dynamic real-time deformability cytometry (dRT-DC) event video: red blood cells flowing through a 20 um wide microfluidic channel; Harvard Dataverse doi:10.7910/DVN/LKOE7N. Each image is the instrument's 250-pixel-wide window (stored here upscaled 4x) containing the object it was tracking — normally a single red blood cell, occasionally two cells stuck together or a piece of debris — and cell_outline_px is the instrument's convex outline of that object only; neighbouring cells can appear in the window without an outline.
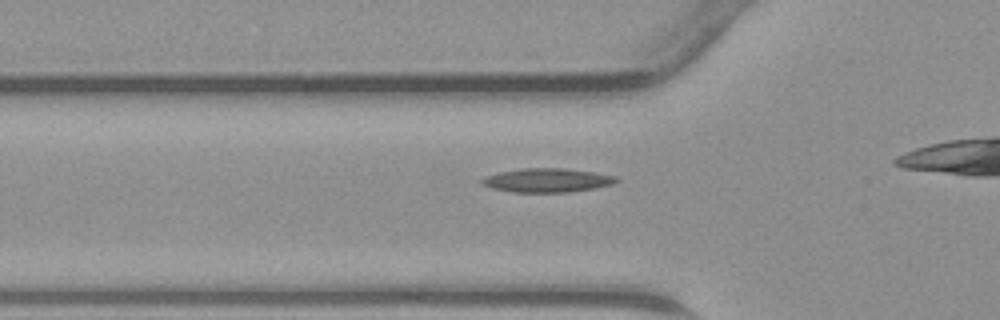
{"species": "common noctule bat (a hibernating species)", "species_latin": "Nyctalus noctula", "temperature_condition": "warm", "stored_images_in_passage": 33, "camera_frame_rate_fps": 3000, "um_per_image_px": 0.085, "animal": {"sex": "male", "body_mass_g": 23.1, "forearm_length_mm": 52.7}, "frame": {"image": 1, "passage_image": 11, "time_ms": 3.333, "image_size_px": [1000, 320], "cell_outline_px": [[620, 180], [612, 184], [596, 188], [572, 192], [512, 192], [492, 188], [480, 184], [480, 180], [484, 176], [500, 172], [520, 168], [564, 168], [592, 172], [616, 176]], "centroid_in_image_um": [46.49, 15.32], "position_along_channel_um": 79.3, "area_um2": 18.84}}
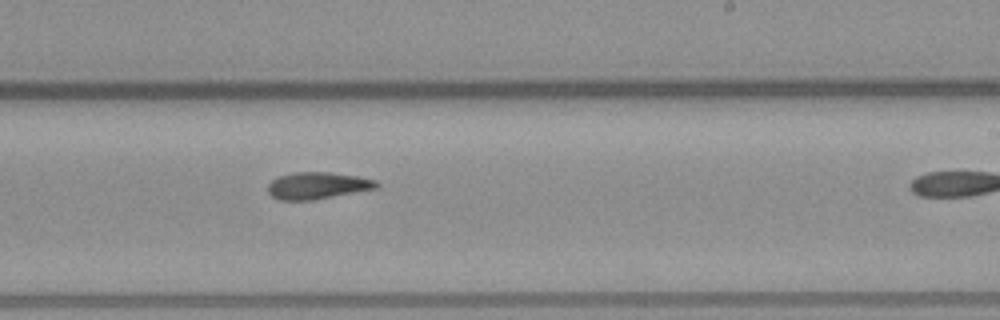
{"frame": {"image": 2, "passage_image": 23, "time_ms": 7.333, "image_size_px": [1000, 320], "cell_outline_px": [[380, 184], [376, 188], [312, 200], [280, 200], [272, 196], [268, 192], [268, 184], [272, 180], [280, 176], [296, 172], [328, 172], [356, 176], [376, 180]], "centroid_in_image_um": [26.97, 15.77], "position_along_channel_um": 262.0, "area_um2": 16.76}}
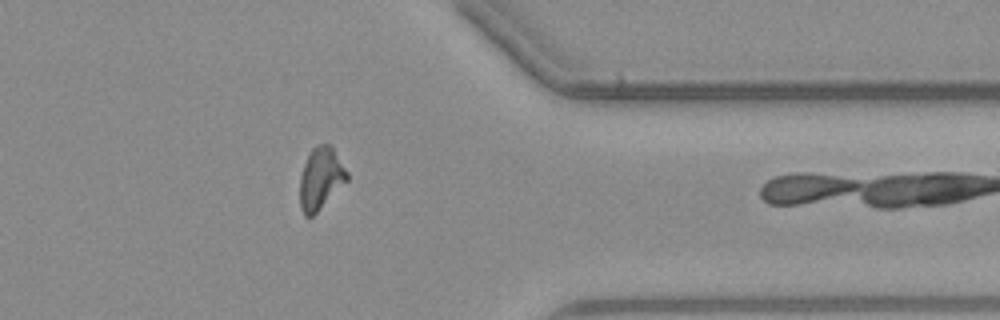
{"frame": {"image": 3, "passage_image": 32, "time_ms": 10.333, "image_size_px": [1000, 320], "cell_outline_px": [[348, 180], [312, 216], [304, 216], [300, 208], [300, 176], [304, 164], [312, 148], [316, 144], [332, 144], [348, 172]], "centroid_in_image_um": [27.27, 15.13], "position_along_channel_um": 384.1, "area_um2": 17.05}}